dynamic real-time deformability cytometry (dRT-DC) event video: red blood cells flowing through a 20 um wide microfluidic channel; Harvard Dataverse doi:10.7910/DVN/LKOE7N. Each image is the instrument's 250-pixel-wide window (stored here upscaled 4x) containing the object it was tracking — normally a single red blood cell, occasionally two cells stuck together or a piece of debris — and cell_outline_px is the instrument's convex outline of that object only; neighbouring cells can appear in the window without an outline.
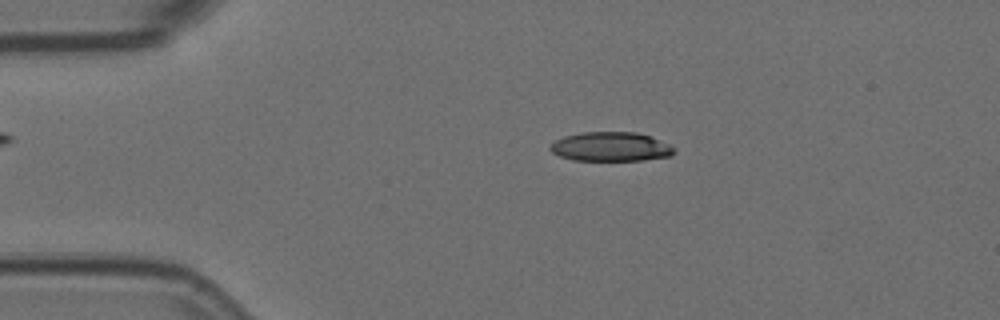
{"species": "Egyptian fruit bat (a non-hibernating species)", "species_latin": "Rousettus aegyptiacus", "temperature_condition": "room temperature", "stored_images_in_passage": 57, "camera_frame_rate_fps": 3000, "um_per_image_px": 0.085, "animal": {"sex": "female"}, "frame": {"image": 1, "passage_image": 12, "time_ms": 3.667, "image_size_px": [1000, 320], "cell_outline_px": [[676, 152], [672, 156], [644, 160], [572, 160], [560, 156], [552, 152], [548, 148], [556, 140], [564, 136], [584, 132], [636, 132], [648, 136], [668, 144], [676, 148]], "centroid_in_image_um": [51.93, 12.48], "position_along_channel_um": 33.1, "area_um2": 21.04}}
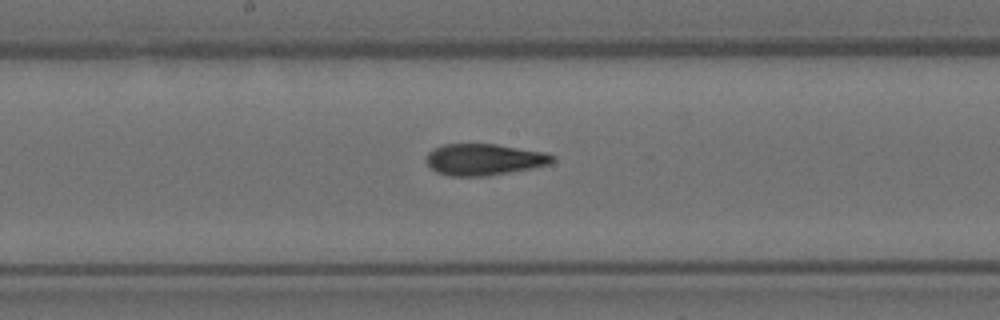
{"frame": {"image": 2, "passage_image": 30, "time_ms": 9.667, "image_size_px": [1000, 320], "cell_outline_px": [[556, 160], [548, 164], [532, 168], [488, 176], [448, 176], [436, 172], [424, 160], [428, 152], [432, 148], [444, 144], [496, 144], [544, 152], [556, 156]], "centroid_in_image_um": [41.12, 13.56], "position_along_channel_um": 207.1, "area_um2": 23.29}}
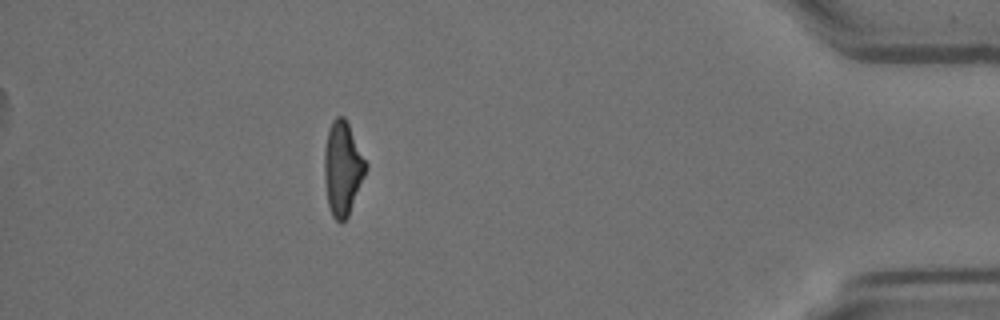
{"frame": {"image": 3, "passage_image": 51, "time_ms": 16.667, "image_size_px": [1000, 320], "cell_outline_px": [[368, 168], [348, 216], [340, 224], [332, 216], [328, 204], [324, 180], [324, 148], [328, 128], [332, 120], [336, 116], [344, 116], [368, 164]], "centroid_in_image_um": [29.11, 14.3], "position_along_channel_um": 406.1, "area_um2": 22.83}, "authors_computed_cell_mechanics": {"area_um2": 22.9466, "velocity_mm_per_s": 3.5865, "shape_relaxation_time_tau1_ms": null, "shape_relaxation_time_tau2_ms": 2.9278, "deformation_change_tau1": null, "deformation_change_tau2": 0.1093}}